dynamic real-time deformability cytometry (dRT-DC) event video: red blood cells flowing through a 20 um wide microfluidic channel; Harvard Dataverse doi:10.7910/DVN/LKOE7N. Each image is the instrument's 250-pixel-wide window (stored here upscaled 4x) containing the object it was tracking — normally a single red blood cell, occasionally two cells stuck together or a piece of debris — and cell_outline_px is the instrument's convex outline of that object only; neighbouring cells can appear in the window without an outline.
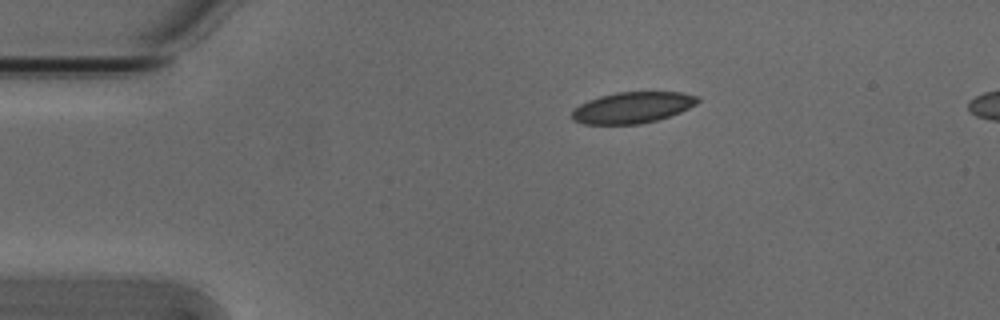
{"species": "Egyptian fruit bat (a non-hibernating species)", "species_latin": "Rousettus aegyptiacus", "temperature_condition": "cold", "stored_images_in_passage": 3, "camera_frame_rate_fps": 3000, "um_per_image_px": 0.085, "animal": {"sex": "male"}, "frame": {"image": 1, "passage_image": 1, "time_ms": 0.0, "image_size_px": [1000, 320], "cell_outline_px": [[700, 100], [696, 104], [680, 112], [656, 120], [640, 124], [584, 124], [572, 120], [572, 112], [580, 104], [588, 100], [600, 96], [616, 92], [680, 92], [696, 96]], "centroid_in_image_um": [53.74, 9.14], "position_along_channel_um": 31.3, "area_um2": 22.66}}